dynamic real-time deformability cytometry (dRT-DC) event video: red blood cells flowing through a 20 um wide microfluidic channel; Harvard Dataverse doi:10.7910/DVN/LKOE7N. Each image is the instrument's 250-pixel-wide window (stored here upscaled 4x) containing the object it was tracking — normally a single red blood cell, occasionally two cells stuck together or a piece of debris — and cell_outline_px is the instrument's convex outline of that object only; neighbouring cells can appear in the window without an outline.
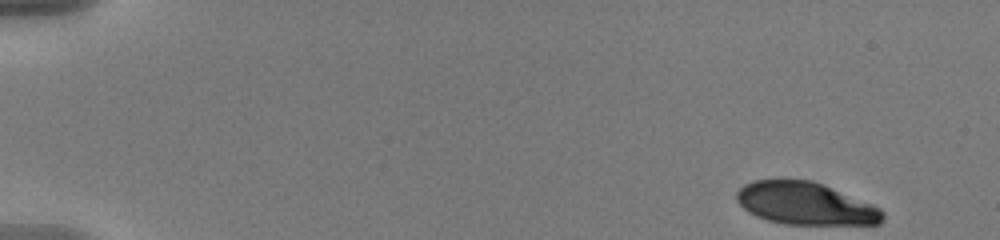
{"species": "human", "species_latin": "Homo sapiens", "temperature_condition": "warm", "stored_images_in_passage": 53, "camera_frame_rate_fps": 3000, "um_per_image_px": 0.085, "donor": {"sex": "male"}, "frame": {"image": 1, "passage_image": 1, "time_ms": 0.0, "image_size_px": [1000, 240], "cell_outline_px": [[884, 216], [880, 224], [784, 224], [768, 220], [756, 216], [748, 212], [736, 200], [736, 192], [744, 184], [752, 180], [776, 176], [784, 176], [812, 180], [824, 184], [872, 204], [880, 208], [884, 212]], "centroid_in_image_um": [68.4, 17.24], "position_along_channel_um": 16.6, "area_um2": 37.05}}
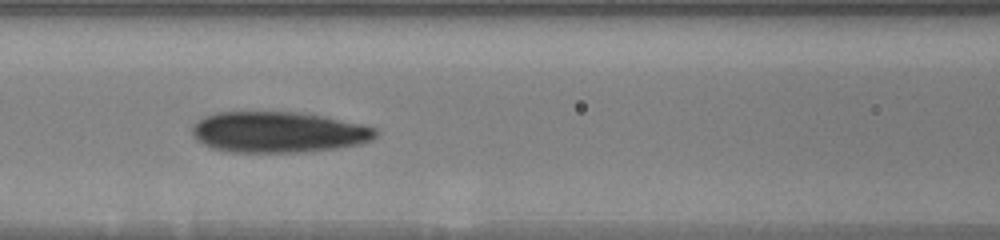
{"frame": {"image": 2, "passage_image": 23, "time_ms": 7.333, "image_size_px": [1000, 240], "cell_outline_px": [[376, 136], [360, 144], [336, 148], [300, 152], [228, 152], [212, 148], [196, 140], [192, 136], [192, 124], [204, 116], [216, 112], [304, 112], [364, 124], [376, 128]], "centroid_in_image_um": [23.62, 11.22], "position_along_channel_um": 143.0, "area_um2": 43.99}}
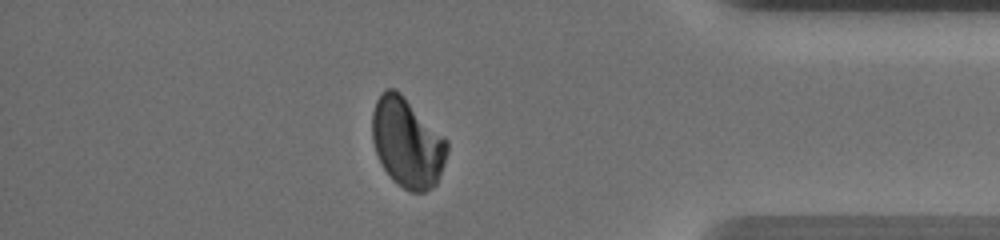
{"frame": {"image": 3, "passage_image": 46, "time_ms": 15.0, "image_size_px": [1000, 240], "cell_outline_px": [[448, 148], [444, 164], [436, 184], [432, 188], [424, 192], [412, 192], [396, 184], [392, 180], [384, 168], [376, 152], [372, 140], [372, 112], [376, 100], [380, 92], [384, 88], [396, 88], [448, 140]], "centroid_in_image_um": [34.6, 12.11], "position_along_channel_um": 400.6, "area_um2": 39.19}, "authors_computed_cell_mechanics": {"area_um2": 41.3848, "velocity_mm_per_s": 3.654, "shape_relaxation_time_tau1_ms": 5.6558, "shape_relaxation_time_tau2_ms": 2.5072, "deformation_change_tau1": 0.1415, "deformation_change_tau2": 0.0485}}